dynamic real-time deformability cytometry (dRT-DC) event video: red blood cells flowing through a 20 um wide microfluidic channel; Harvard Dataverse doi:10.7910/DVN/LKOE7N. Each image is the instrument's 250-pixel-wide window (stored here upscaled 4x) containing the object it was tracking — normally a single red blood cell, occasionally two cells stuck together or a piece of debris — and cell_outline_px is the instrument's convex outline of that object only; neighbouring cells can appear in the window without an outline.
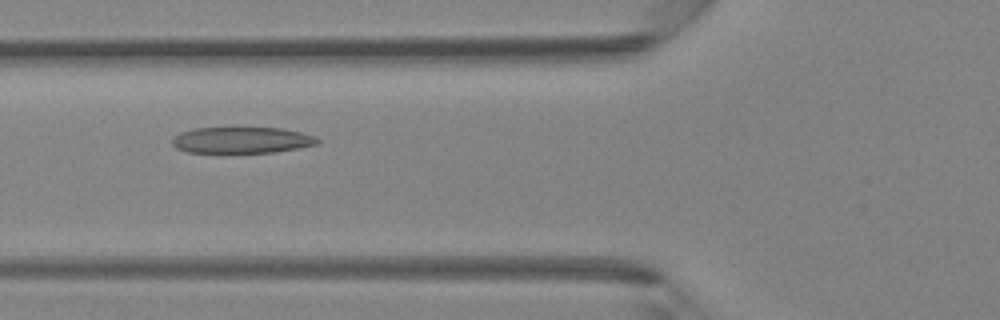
{"species": "Egyptian fruit bat (a non-hibernating species)", "species_latin": "Rousettus aegyptiacus", "temperature_condition": "room temperature", "stored_images_in_passage": 42, "camera_frame_rate_fps": 3000, "um_per_image_px": 0.085, "animal": {"sex": "female"}, "frame": {"image": 1, "passage_image": 16, "time_ms": 5.0, "image_size_px": [1000, 320], "cell_outline_px": [[320, 140], [316, 144], [276, 152], [188, 152], [176, 148], [172, 144], [172, 140], [180, 132], [196, 128], [232, 124], [280, 128], [300, 132], [316, 136]], "centroid_in_image_um": [20.52, 11.84], "position_along_channel_um": 105.3, "area_um2": 23.12}}
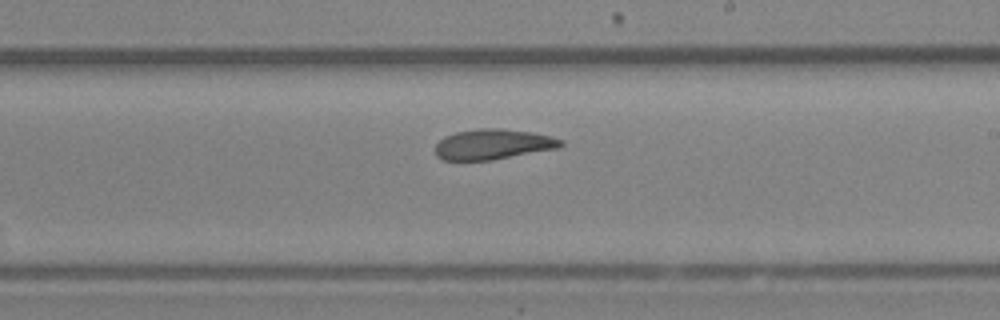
{"frame": {"image": 2, "passage_image": 25, "time_ms": 8.0, "image_size_px": [1000, 320], "cell_outline_px": [[564, 144], [560, 148], [492, 160], [444, 160], [436, 156], [436, 144], [444, 136], [456, 132], [480, 128], [500, 128], [532, 132], [552, 136], [564, 140]], "centroid_in_image_um": [41.95, 12.26], "position_along_channel_um": 247.1, "area_um2": 22.37}}
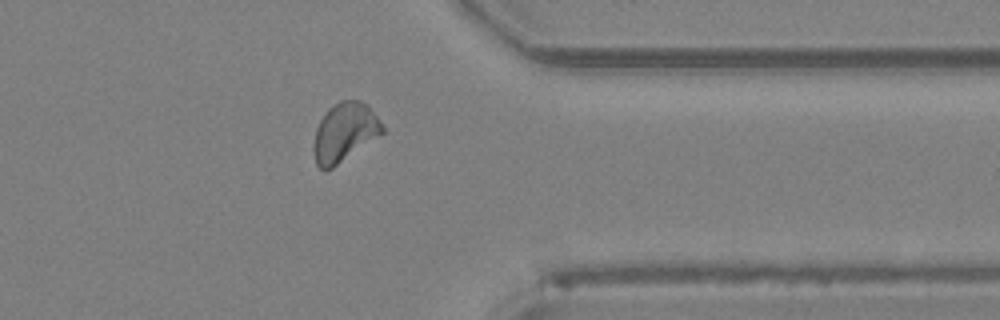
{"frame": {"image": 3, "passage_image": 34, "time_ms": 11.0, "image_size_px": [1000, 320], "cell_outline_px": [[384, 132], [332, 168], [320, 168], [316, 164], [312, 152], [312, 148], [316, 128], [320, 120], [328, 108], [332, 104], [340, 100], [360, 100], [368, 104], [384, 128]], "centroid_in_image_um": [29.26, 11.22], "position_along_channel_um": 382.1, "area_um2": 23.41}}